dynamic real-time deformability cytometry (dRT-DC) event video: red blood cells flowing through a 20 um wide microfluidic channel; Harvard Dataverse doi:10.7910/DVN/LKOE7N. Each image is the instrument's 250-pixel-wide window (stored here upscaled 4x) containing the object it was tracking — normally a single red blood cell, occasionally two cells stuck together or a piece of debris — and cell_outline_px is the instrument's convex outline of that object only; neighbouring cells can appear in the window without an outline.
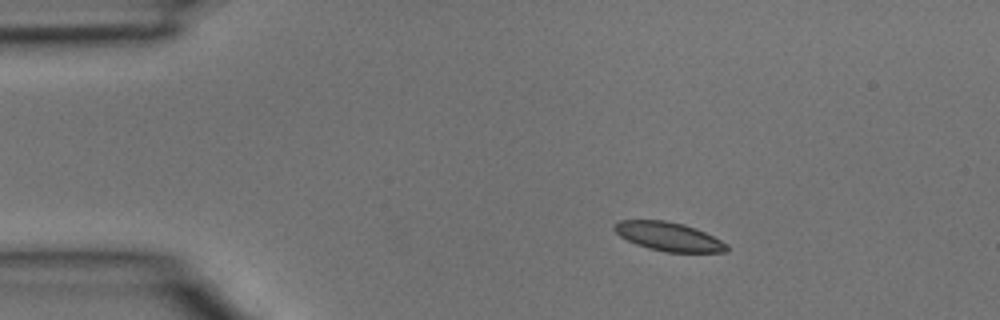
{"species": "common noctule bat (a hibernating species)", "species_latin": "Nyctalus noctula", "temperature_condition": "room temperature", "stored_images_in_passage": 3, "camera_frame_rate_fps": 3000, "um_per_image_px": 0.085, "animal": {"sex": "male", "body_mass_g": 15.6}, "frame": {"image": 1, "passage_image": 2, "time_ms": 0.333, "image_size_px": [1000, 320], "cell_outline_px": [[728, 252], [668, 252], [648, 248], [636, 244], [620, 236], [612, 228], [612, 224], [620, 220], [664, 220], [684, 224], [696, 228], [728, 244]], "centroid_in_image_um": [56.81, 20.1], "position_along_channel_um": 28.2, "area_um2": 18.84}}